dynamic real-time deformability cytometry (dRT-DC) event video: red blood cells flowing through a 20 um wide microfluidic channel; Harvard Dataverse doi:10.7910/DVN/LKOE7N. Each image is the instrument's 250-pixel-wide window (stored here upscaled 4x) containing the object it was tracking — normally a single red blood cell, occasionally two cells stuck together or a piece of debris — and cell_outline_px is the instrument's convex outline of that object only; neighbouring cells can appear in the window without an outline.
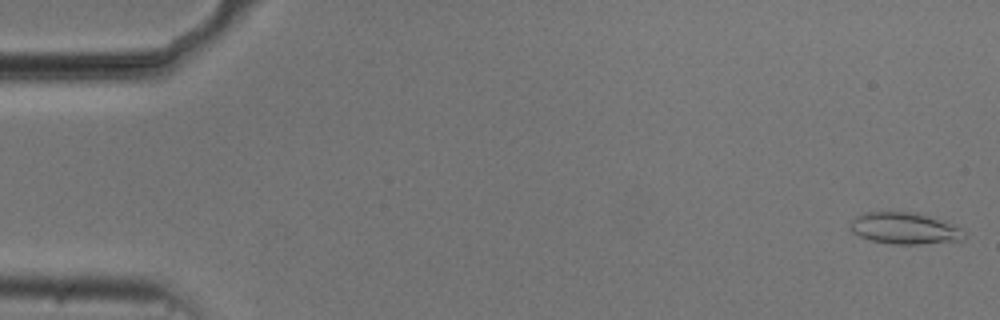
{"species": "common noctule bat (a hibernating species)", "species_latin": "Nyctalus noctula", "temperature_condition": "cold", "stored_images_in_passage": 54, "camera_frame_rate_fps": 3000, "um_per_image_px": 0.085, "animal": {"sex": "male", "body_mass_g": 20.5, "forearm_length_mm": 52.5}, "frame": {"image": 1, "passage_image": 1, "time_ms": 0.0, "image_size_px": [1000, 320], "cell_outline_px": [[968, 236], [964, 240], [920, 244], [892, 244], [868, 240], [852, 232], [848, 228], [852, 220], [856, 216], [864, 212], [912, 212], [944, 220], [960, 228]], "centroid_in_image_um": [76.89, 19.42], "position_along_channel_um": 8.1, "area_um2": 21.15}}
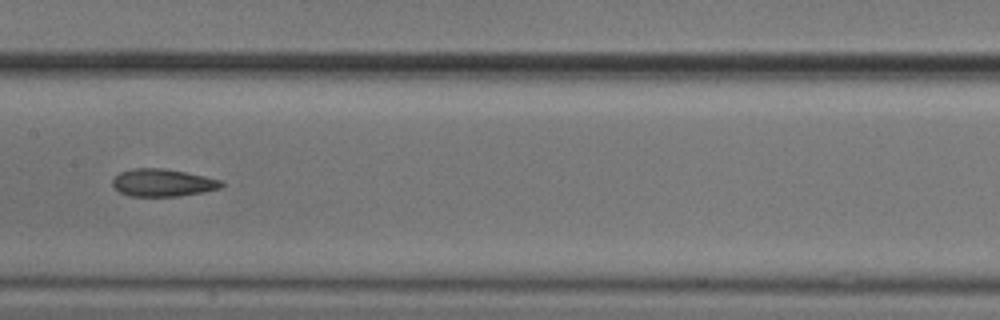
{"frame": {"image": 2, "passage_image": 27, "time_ms": 8.667, "image_size_px": [1000, 320], "cell_outline_px": [[224, 184], [220, 188], [204, 192], [180, 196], [128, 196], [120, 192], [112, 184], [112, 180], [120, 172], [132, 168], [164, 168], [224, 180]], "centroid_in_image_um": [13.85, 15.53], "position_along_channel_um": 193.5, "area_um2": 17.51}}
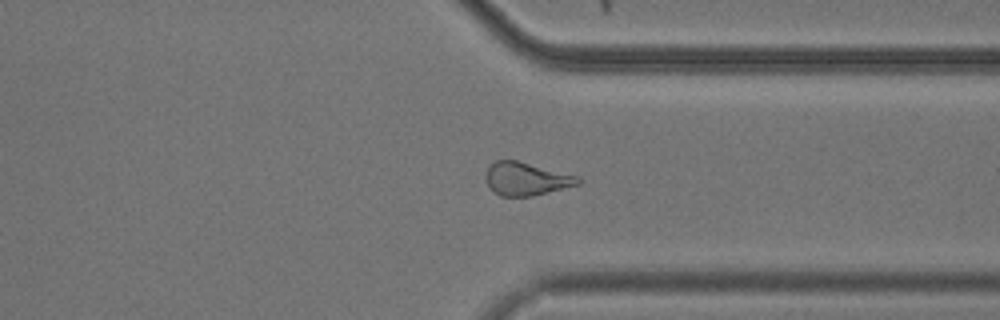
{"frame": {"image": 3, "passage_image": 41, "time_ms": 13.333, "image_size_px": [1000, 320], "cell_outline_px": [[584, 180], [580, 184], [532, 196], [500, 196], [492, 192], [488, 188], [484, 180], [484, 176], [488, 168], [496, 160], [516, 160], [576, 176]], "centroid_in_image_um": [44.67, 15.22], "position_along_channel_um": 366.7, "area_um2": 17.8}, "authors_computed_cell_mechanics": {"area_um2": 18.5827, "velocity_mm_per_s": 3.7203, "shape_relaxation_time_tau1_ms": null, "shape_relaxation_time_tau2_ms": 3.2722, "deformation_change_tau1": null, "deformation_change_tau2": 0.1086}}